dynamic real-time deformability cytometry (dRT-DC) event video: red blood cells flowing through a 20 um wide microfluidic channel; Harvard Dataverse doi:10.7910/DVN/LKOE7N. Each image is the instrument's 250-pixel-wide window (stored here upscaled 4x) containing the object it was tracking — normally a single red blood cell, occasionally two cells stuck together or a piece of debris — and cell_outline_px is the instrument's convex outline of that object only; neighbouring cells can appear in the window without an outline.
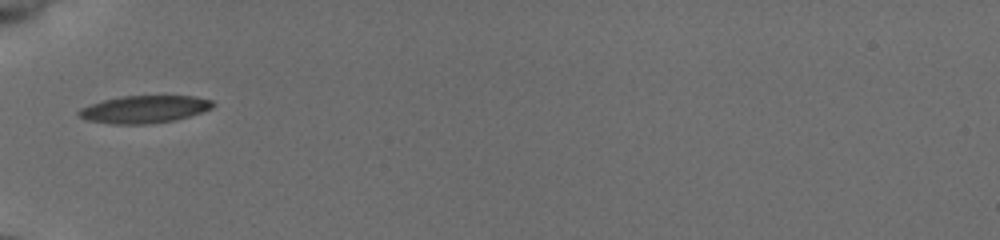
{"species": "common noctule bat (a hibernating species)", "species_latin": "Nyctalus noctula", "temperature_condition": "cold", "stored_images_in_passage": 33, "camera_frame_rate_fps": 3000, "um_per_image_px": 0.085, "animal": {"sex": "female", "body_mass_g": 19.5, "forearm_length_mm": 54.1}, "frame": {"image": 1, "passage_image": 1, "time_ms": 0.0, "image_size_px": [1000, 240], "cell_outline_px": [[216, 104], [212, 108], [188, 116], [172, 120], [148, 124], [112, 124], [88, 120], [80, 116], [76, 112], [80, 108], [104, 100], [124, 96], [192, 96], [212, 100]], "centroid_in_image_um": [12.27, 9.29], "position_along_channel_um": 72.7, "area_um2": 21.15}}
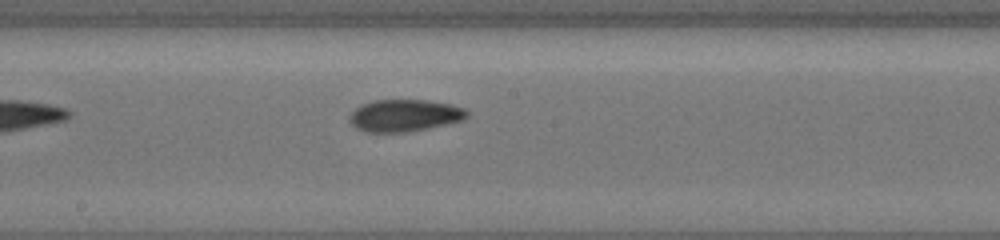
{"frame": {"image": 2, "passage_image": 12, "time_ms": 3.667, "image_size_px": [1000, 240], "cell_outline_px": [[468, 116], [460, 120], [428, 128], [404, 132], [368, 132], [356, 128], [348, 120], [348, 116], [360, 104], [372, 100], [424, 100], [452, 104], [464, 108], [468, 112]], "centroid_in_image_um": [34.34, 9.8], "position_along_channel_um": 213.9, "area_um2": 21.85}}
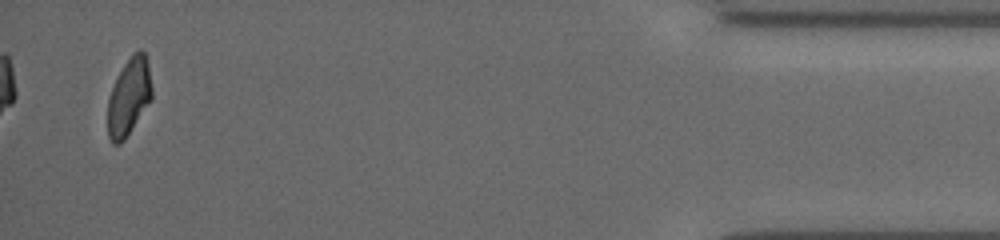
{"frame": {"image": 3, "passage_image": 33, "time_ms": 10.667, "image_size_px": [1000, 240], "cell_outline_px": [[152, 100], [124, 140], [120, 144], [112, 144], [108, 136], [108, 100], [112, 88], [124, 64], [132, 52], [140, 48], [144, 52], [148, 64], [152, 88]], "centroid_in_image_um": [10.97, 8.23], "position_along_channel_um": 424.2, "area_um2": 19.88}, "authors_computed_cell_mechanics": {"area_um2": 21.0392, "velocity_mm_per_s": 3.9214, "shape_relaxation_time_tau1_ms": 4.0254, "shape_relaxation_time_tau2_ms": 1.8829, "deformation_change_tau1": 0.1277, "deformation_change_tau2": 0.0595}}